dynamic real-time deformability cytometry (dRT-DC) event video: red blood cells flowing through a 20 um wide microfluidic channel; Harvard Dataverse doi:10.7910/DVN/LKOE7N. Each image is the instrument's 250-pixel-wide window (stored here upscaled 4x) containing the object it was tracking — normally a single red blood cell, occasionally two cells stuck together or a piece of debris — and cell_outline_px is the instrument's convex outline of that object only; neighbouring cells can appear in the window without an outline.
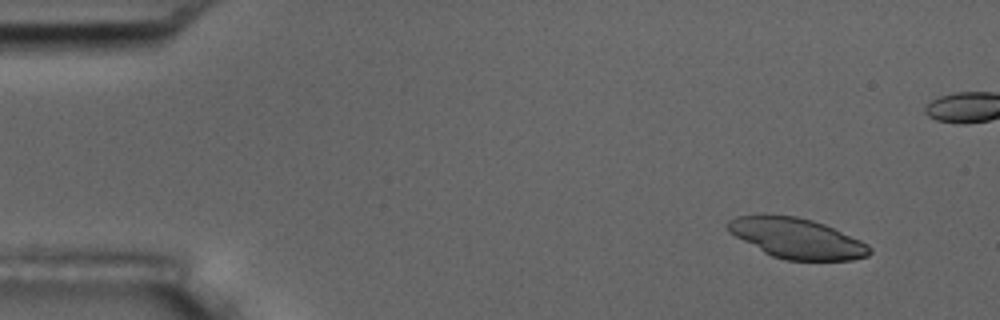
{"species": "common noctule bat (a hibernating species)", "species_latin": "Nyctalus noctula", "temperature_condition": "room temperature", "stored_images_in_passage": 5, "camera_frame_rate_fps": 3000, "um_per_image_px": 0.085, "animal": {"sex": "male", "body_mass_g": 17.5, "forearm_length_mm": 52.3}, "frame": {"image": 1, "passage_image": 1, "time_ms": 0.0, "image_size_px": [1000, 320], "cell_outline_px": [[872, 252], [868, 256], [852, 260], [784, 260], [772, 256], [764, 252], [728, 232], [724, 224], [728, 220], [736, 216], [764, 212], [796, 216], [812, 220], [824, 224], [860, 240], [868, 244], [872, 248]], "centroid_in_image_um": [67.67, 20.22], "position_along_channel_um": 17.3, "area_um2": 33.81}}